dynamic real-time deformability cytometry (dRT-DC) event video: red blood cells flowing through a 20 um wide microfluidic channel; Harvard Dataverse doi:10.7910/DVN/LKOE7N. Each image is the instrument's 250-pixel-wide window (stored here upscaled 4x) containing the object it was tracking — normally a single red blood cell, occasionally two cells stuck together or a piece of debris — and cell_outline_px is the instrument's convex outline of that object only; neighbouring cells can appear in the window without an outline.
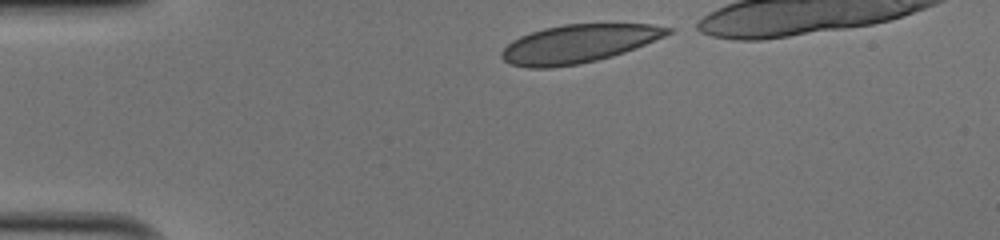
{"species": "human", "species_latin": "Homo sapiens", "temperature_condition": "cold", "stored_images_in_passage": 31, "camera_frame_rate_fps": 3000, "um_per_image_px": 0.085, "donor": {"sex": "male"}, "frame": {"image": 1, "passage_image": 1, "time_ms": 0.0, "image_size_px": [1000, 240], "cell_outline_px": [[672, 32], [664, 36], [624, 52], [612, 56], [580, 64], [548, 68], [528, 68], [512, 64], [504, 60], [500, 56], [500, 52], [512, 40], [520, 36], [544, 28], [564, 24], [652, 24], [672, 28]], "centroid_in_image_um": [49.14, 3.72], "position_along_channel_um": 35.9, "area_um2": 36.7}}
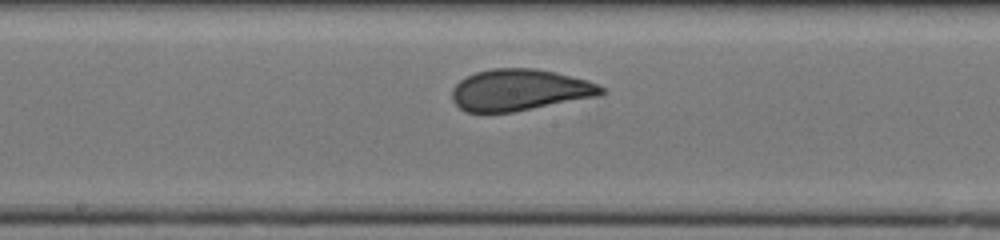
{"frame": {"image": 2, "passage_image": 17, "time_ms": 5.333, "image_size_px": [1000, 240], "cell_outline_px": [[608, 92], [600, 96], [512, 112], [464, 112], [452, 100], [452, 88], [460, 80], [476, 72], [492, 68], [532, 68], [556, 72], [588, 80], [600, 84]], "centroid_in_image_um": [44.21, 7.65], "position_along_channel_um": 204.0, "area_um2": 36.3}}
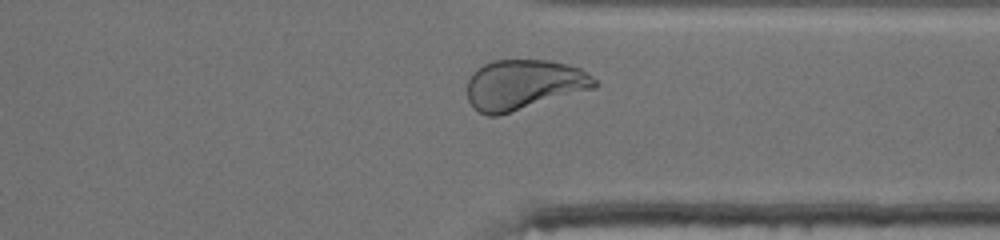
{"frame": {"image": 3, "passage_image": 29, "time_ms": 9.333, "image_size_px": [1000, 240], "cell_outline_px": [[600, 84], [596, 88], [496, 116], [488, 116], [480, 112], [468, 100], [468, 80], [476, 68], [484, 64], [496, 60], [548, 60], [568, 64], [580, 68], [592, 76]], "centroid_in_image_um": [44.55, 7.19], "position_along_channel_um": 366.8, "area_um2": 37.11}, "authors_computed_cell_mechanics": {"area_um2": 36.5296, "velocity_mm_per_s": 4.0616, "shape_relaxation_time_tau1_ms": 6.0932, "shape_relaxation_time_tau2_ms": null, "deformation_change_tau1": 0.1818, "deformation_change_tau2": null}}